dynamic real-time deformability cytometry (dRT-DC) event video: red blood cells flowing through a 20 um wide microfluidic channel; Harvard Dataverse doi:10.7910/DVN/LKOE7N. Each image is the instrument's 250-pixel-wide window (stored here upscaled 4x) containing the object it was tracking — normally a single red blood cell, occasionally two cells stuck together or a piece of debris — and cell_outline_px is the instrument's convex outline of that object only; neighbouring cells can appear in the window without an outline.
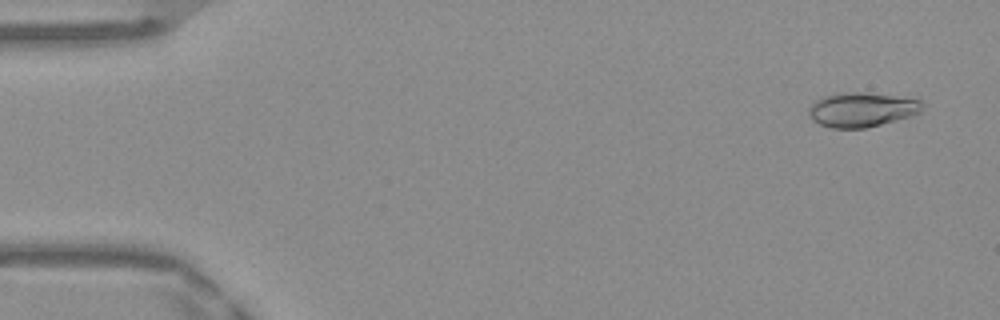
{"species": "Egyptian fruit bat (a non-hibernating species)", "species_latin": "Rousettus aegyptiacus", "temperature_condition": "warm", "stored_images_in_passage": 51, "camera_frame_rate_fps": 3000, "um_per_image_px": 0.085, "frame": {"image": 1, "passage_image": 3, "time_ms": 0.667, "image_size_px": [1000, 320], "cell_outline_px": [[924, 108], [920, 112], [912, 116], [864, 128], [832, 128], [820, 124], [812, 120], [808, 112], [808, 108], [816, 100], [824, 96], [840, 92], [864, 92], [920, 100]], "centroid_in_image_um": [73.23, 9.32], "position_along_channel_um": 11.8, "area_um2": 22.66}}
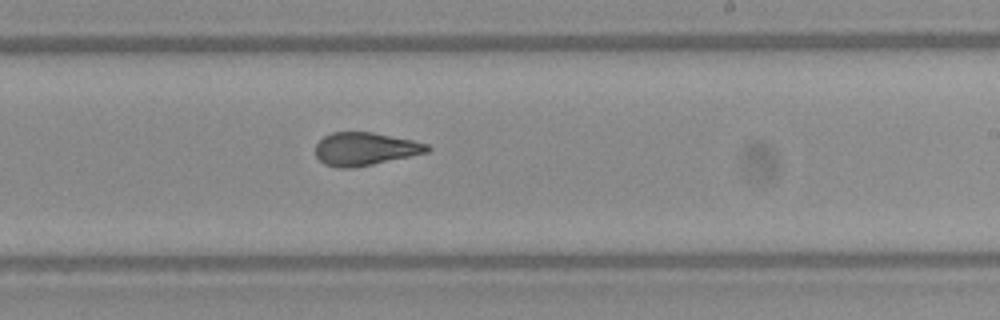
{"frame": {"image": 2, "passage_image": 31, "time_ms": 10.0, "image_size_px": [1000, 320], "cell_outline_px": [[432, 148], [428, 152], [372, 164], [352, 168], [340, 168], [324, 164], [316, 156], [316, 144], [324, 136], [332, 132], [372, 132], [412, 140], [428, 144]], "centroid_in_image_um": [31.02, 12.65], "position_along_channel_um": 258.0, "area_um2": 21.33}}
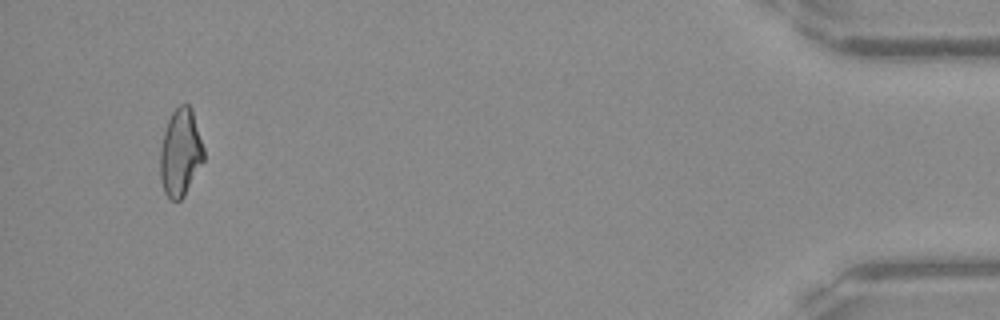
{"frame": {"image": 3, "passage_image": 49, "time_ms": 16.0, "image_size_px": [1000, 320], "cell_outline_px": [[204, 160], [184, 196], [180, 200], [172, 200], [164, 192], [160, 180], [160, 148], [164, 132], [168, 120], [172, 112], [180, 104], [188, 104], [192, 108], [204, 148]], "centroid_in_image_um": [15.34, 12.96], "position_along_channel_um": 419.9, "area_um2": 22.25}, "authors_computed_cell_mechanics": {"area_um2": 21.964, "velocity_mm_per_s": 3.9659, "shape_relaxation_time_tau1_ms": 6.1501, "shape_relaxation_time_tau2_ms": 1.1876, "deformation_change_tau1": 0.1839, "deformation_change_tau2": 0.062}}